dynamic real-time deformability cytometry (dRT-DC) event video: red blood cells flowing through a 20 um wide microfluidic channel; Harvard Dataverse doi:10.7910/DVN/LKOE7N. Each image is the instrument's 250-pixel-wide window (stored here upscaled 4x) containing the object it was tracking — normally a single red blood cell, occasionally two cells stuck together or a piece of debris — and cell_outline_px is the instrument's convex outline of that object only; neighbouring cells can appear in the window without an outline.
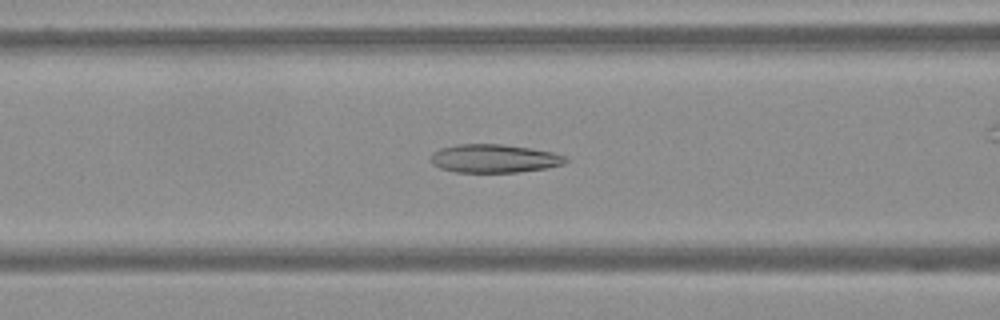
{"species": "Egyptian fruit bat (a non-hibernating species)", "species_latin": "Rousettus aegyptiacus", "temperature_condition": "warm", "stored_images_in_passage": 53, "camera_frame_rate_fps": 3000, "um_per_image_px": 0.085, "frame": {"image": 1, "passage_image": 26, "time_ms": 8.333, "image_size_px": [1000, 320], "cell_outline_px": [[568, 160], [564, 164], [548, 168], [520, 172], [456, 172], [440, 168], [432, 164], [428, 160], [432, 152], [440, 148], [460, 144], [500, 144], [532, 148], [552, 152], [568, 156]], "centroid_in_image_um": [42.01, 13.47], "position_along_channel_um": 124.6, "area_um2": 22.6}}
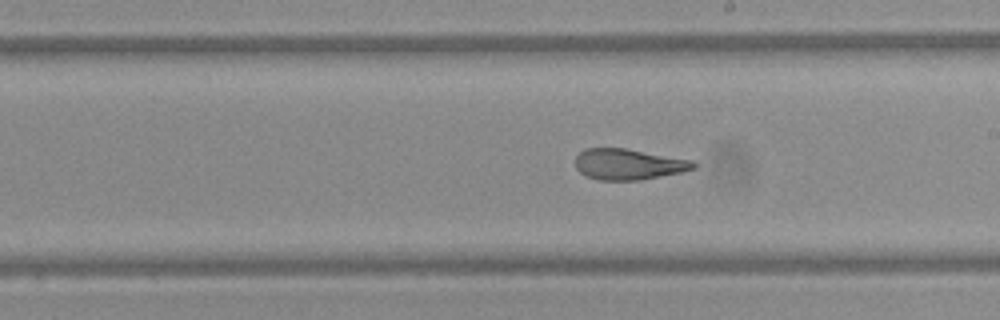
{"frame": {"image": 2, "passage_image": 36, "time_ms": 11.667, "image_size_px": [1000, 320], "cell_outline_px": [[696, 168], [684, 172], [640, 180], [600, 180], [588, 176], [580, 172], [576, 168], [576, 156], [584, 148], [624, 148], [692, 160], [696, 164]], "centroid_in_image_um": [53.44, 13.96], "position_along_channel_um": 235.6, "area_um2": 21.21}}
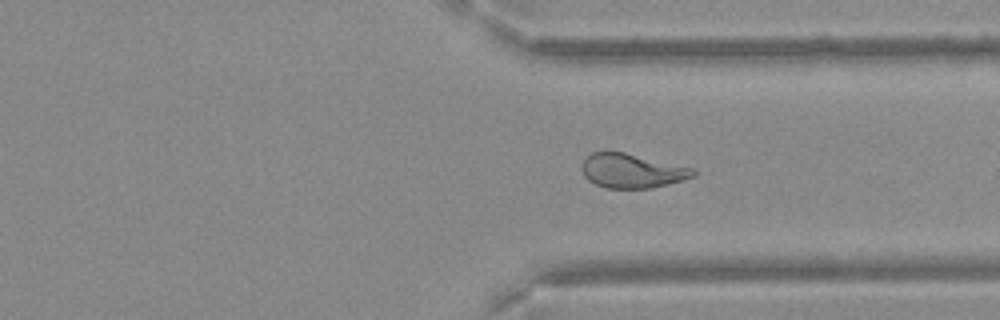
{"frame": {"image": 3, "passage_image": 47, "time_ms": 15.333, "image_size_px": [1000, 320], "cell_outline_px": [[696, 176], [684, 180], [652, 188], [608, 188], [596, 184], [588, 180], [584, 176], [580, 168], [584, 160], [592, 152], [624, 152], [692, 168], [696, 172]], "centroid_in_image_um": [53.71, 14.53], "position_along_channel_um": 357.7, "area_um2": 22.08}}